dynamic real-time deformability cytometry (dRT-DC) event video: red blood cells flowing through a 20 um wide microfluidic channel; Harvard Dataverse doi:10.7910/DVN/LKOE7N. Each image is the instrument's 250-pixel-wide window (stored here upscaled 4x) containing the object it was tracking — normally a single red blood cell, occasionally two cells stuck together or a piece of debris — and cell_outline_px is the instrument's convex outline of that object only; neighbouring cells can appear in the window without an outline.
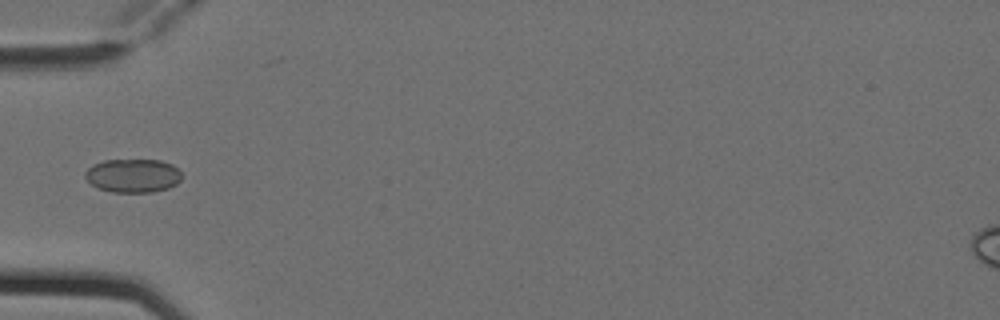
{"species": "Egyptian fruit bat (a non-hibernating species)", "species_latin": "Rousettus aegyptiacus", "temperature_condition": "cold", "stored_images_in_passage": 6, "camera_frame_rate_fps": 3000, "um_per_image_px": 0.085, "animal": {"sex": "female"}, "frame": {"image": 1, "passage_image": 5, "time_ms": 1.333, "image_size_px": [1000, 320], "cell_outline_px": [[180, 180], [176, 184], [168, 188], [152, 192], [112, 192], [100, 188], [92, 184], [84, 176], [84, 172], [92, 164], [104, 160], [160, 160], [172, 164], [180, 172]], "centroid_in_image_um": [11.28, 14.92], "position_along_channel_um": 73.7, "area_um2": 18.84}}
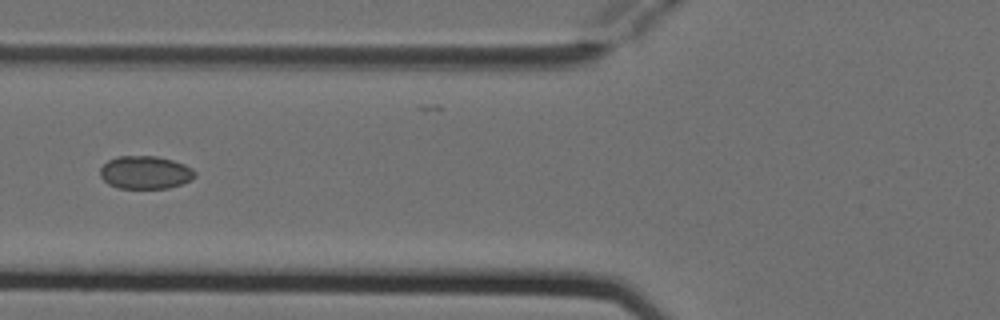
{"frame": {"image": 2, "passage_image": 6, "time_ms": 1.667, "image_size_px": [1000, 320], "cell_outline_px": [[196, 176], [180, 184], [168, 188], [120, 188], [108, 184], [100, 176], [100, 168], [108, 160], [120, 156], [156, 156], [172, 160], [184, 164], [192, 168], [196, 172]], "centroid_in_image_um": [12.34, 14.65], "position_along_channel_um": 113.5, "area_um2": 18.09}}